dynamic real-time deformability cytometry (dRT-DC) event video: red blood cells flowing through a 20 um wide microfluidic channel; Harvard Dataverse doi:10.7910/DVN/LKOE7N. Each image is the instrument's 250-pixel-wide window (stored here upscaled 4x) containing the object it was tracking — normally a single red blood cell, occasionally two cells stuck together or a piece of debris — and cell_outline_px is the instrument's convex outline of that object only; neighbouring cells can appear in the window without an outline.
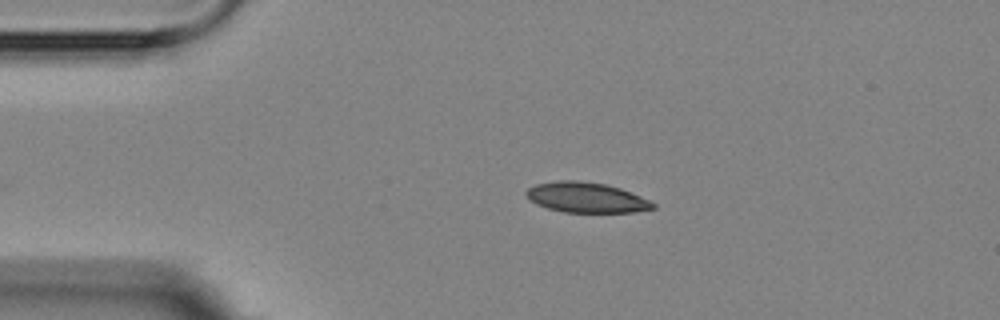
{"species": "Egyptian fruit bat (a non-hibernating species)", "species_latin": "Rousettus aegyptiacus", "temperature_condition": "room temperature", "stored_images_in_passage": 2, "camera_frame_rate_fps": 3000, "um_per_image_px": 0.085, "animal": {"sex": "female"}, "frame": {"image": 1, "passage_image": 1, "time_ms": 0.0, "image_size_px": [1000, 320], "cell_outline_px": [[656, 208], [632, 212], [564, 212], [548, 208], [536, 204], [528, 200], [524, 192], [528, 188], [536, 184], [556, 180], [580, 180], [604, 184], [620, 188], [640, 196], [656, 204]], "centroid_in_image_um": [49.79, 16.78], "position_along_channel_um": 35.2, "area_um2": 22.37}}